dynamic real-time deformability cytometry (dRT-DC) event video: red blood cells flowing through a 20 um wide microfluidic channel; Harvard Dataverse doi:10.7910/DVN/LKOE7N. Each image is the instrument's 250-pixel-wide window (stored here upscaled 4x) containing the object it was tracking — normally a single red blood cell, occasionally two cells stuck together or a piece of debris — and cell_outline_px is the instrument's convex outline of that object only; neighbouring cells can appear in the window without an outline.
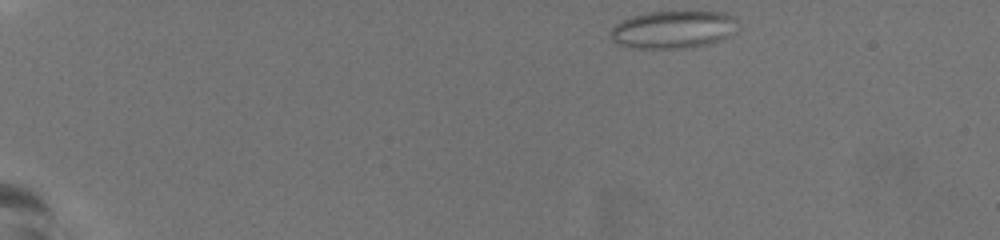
{"species": "common noctule bat (a hibernating species)", "species_latin": "Nyctalus noctula", "temperature_condition": "warm", "stored_images_in_passage": 42, "camera_frame_rate_fps": 3000, "um_per_image_px": 0.085, "animal": {"sex": "female", "body_mass_g": 19.5, "forearm_length_mm": 54.1}, "frame": {"image": 1, "passage_image": 1, "time_ms": 0.0, "image_size_px": [1000, 240], "cell_outline_px": [[740, 28], [736, 32], [720, 40], [708, 44], [684, 48], [632, 48], [616, 44], [612, 40], [612, 28], [616, 24], [632, 16], [648, 12], [724, 12], [732, 16], [736, 20]], "centroid_in_image_um": [57.26, 2.52], "position_along_channel_um": 27.7, "area_um2": 27.92}}
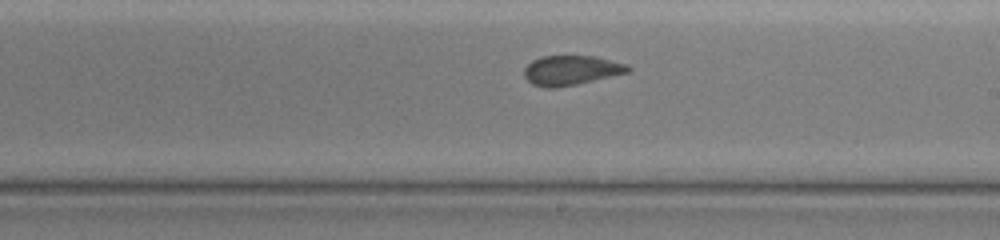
{"frame": {"image": 2, "passage_image": 27, "time_ms": 8.667, "image_size_px": [1000, 240], "cell_outline_px": [[632, 68], [628, 72], [576, 84], [556, 88], [544, 88], [532, 84], [524, 76], [524, 68], [532, 60], [540, 56], [596, 56], [624, 64]], "centroid_in_image_um": [48.49, 5.97], "position_along_channel_um": 240.5, "area_um2": 17.8}}
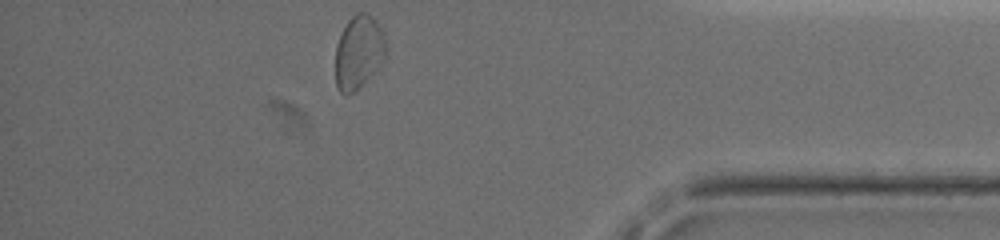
{"frame": {"image": 3, "passage_image": 42, "time_ms": 13.667, "image_size_px": [1000, 240], "cell_outline_px": [[384, 56], [380, 64], [348, 96], [344, 96], [340, 92], [336, 84], [336, 44], [348, 20], [356, 12], [368, 12], [376, 20], [380, 28], [384, 40]], "centroid_in_image_um": [30.44, 4.39], "position_along_channel_um": 404.8, "area_um2": 20.92}, "authors_computed_cell_mechanics": {"area_um2": 18.8717, "velocity_mm_per_s": 3.7977, "shape_relaxation_time_tau1_ms": null, "shape_relaxation_time_tau2_ms": 1.2418, "deformation_change_tau1": null, "deformation_change_tau2": 0.0659}}